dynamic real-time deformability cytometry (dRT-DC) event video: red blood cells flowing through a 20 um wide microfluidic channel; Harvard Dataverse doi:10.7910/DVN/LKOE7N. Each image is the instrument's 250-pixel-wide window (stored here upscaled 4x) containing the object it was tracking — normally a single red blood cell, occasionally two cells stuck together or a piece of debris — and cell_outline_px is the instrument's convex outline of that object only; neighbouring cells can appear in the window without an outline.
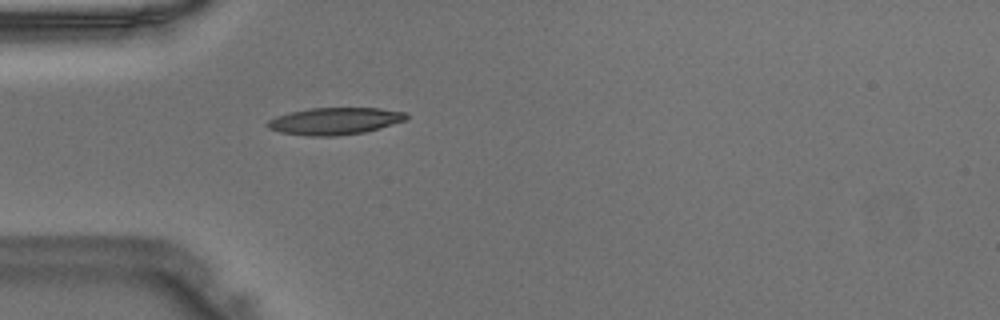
{"species": "Egyptian fruit bat (a non-hibernating species)", "species_latin": "Rousettus aegyptiacus", "temperature_condition": "warm", "stored_images_in_passage": 47, "camera_frame_rate_fps": 3000, "um_per_image_px": 0.085, "animal": {"sex": "male"}, "frame": {"image": 1, "passage_image": 14, "time_ms": 4.333, "image_size_px": [1000, 320], "cell_outline_px": [[408, 116], [404, 120], [380, 128], [364, 132], [336, 136], [308, 136], [280, 132], [268, 128], [264, 124], [268, 120], [276, 116], [292, 112], [312, 108], [380, 108], [408, 112]], "centroid_in_image_um": [28.45, 10.29], "position_along_channel_um": 56.6, "area_um2": 21.85}}
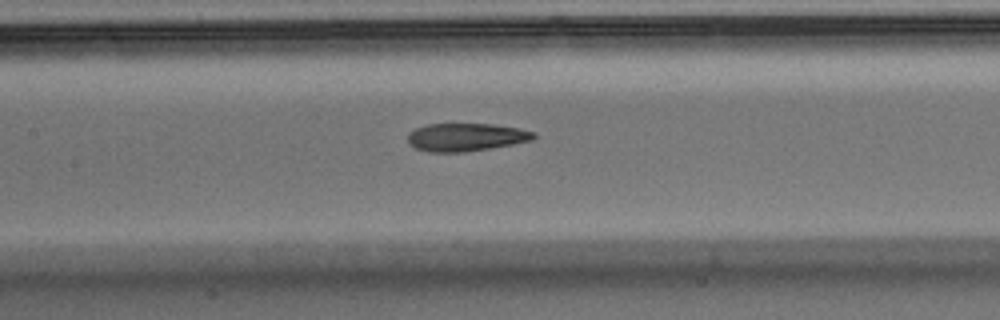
{"frame": {"image": 2, "passage_image": 22, "time_ms": 7.0, "image_size_px": [1000, 320], "cell_outline_px": [[536, 136], [532, 140], [512, 144], [464, 152], [432, 152], [416, 148], [408, 144], [408, 132], [416, 128], [428, 124], [492, 124], [520, 128], [536, 132]], "centroid_in_image_um": [39.6, 11.65], "position_along_channel_um": 167.8, "area_um2": 20.46}}
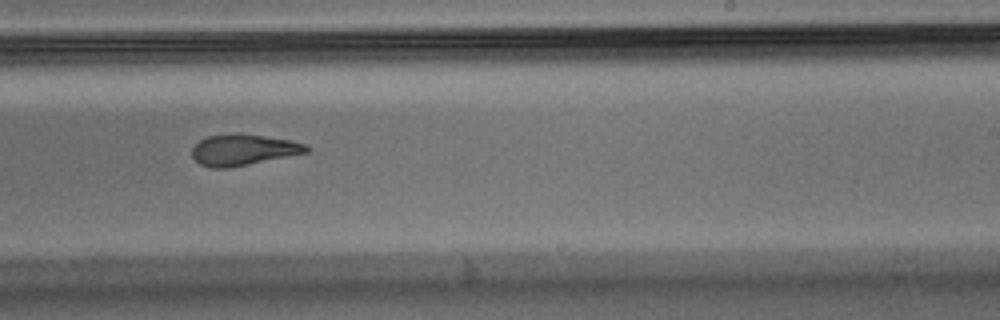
{"frame": {"image": 3, "passage_image": 29, "time_ms": 9.333, "image_size_px": [1000, 320], "cell_outline_px": [[312, 148], [308, 152], [228, 168], [212, 168], [200, 164], [192, 156], [192, 148], [200, 140], [208, 136], [260, 136], [288, 140], [304, 144]], "centroid_in_image_um": [20.67, 12.78], "position_along_channel_um": 268.3, "area_um2": 19.71}}